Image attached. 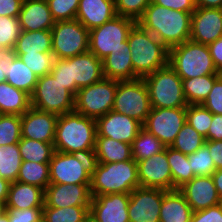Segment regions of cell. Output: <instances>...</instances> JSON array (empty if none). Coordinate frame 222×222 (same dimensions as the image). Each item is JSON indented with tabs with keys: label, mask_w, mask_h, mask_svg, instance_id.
Listing matches in <instances>:
<instances>
[{
	"label": "cell",
	"mask_w": 222,
	"mask_h": 222,
	"mask_svg": "<svg viewBox=\"0 0 222 222\" xmlns=\"http://www.w3.org/2000/svg\"><path fill=\"white\" fill-rule=\"evenodd\" d=\"M211 177L216 186L218 195L222 198V169L215 170Z\"/></svg>",
	"instance_id": "91938a15"
},
{
	"label": "cell",
	"mask_w": 222,
	"mask_h": 222,
	"mask_svg": "<svg viewBox=\"0 0 222 222\" xmlns=\"http://www.w3.org/2000/svg\"><path fill=\"white\" fill-rule=\"evenodd\" d=\"M167 158L172 173L173 190L178 189L184 183L191 181L195 177L187 155L168 146Z\"/></svg>",
	"instance_id": "d6a6232c"
},
{
	"label": "cell",
	"mask_w": 222,
	"mask_h": 222,
	"mask_svg": "<svg viewBox=\"0 0 222 222\" xmlns=\"http://www.w3.org/2000/svg\"><path fill=\"white\" fill-rule=\"evenodd\" d=\"M165 145L153 134L142 128L131 143L132 158L137 162L163 151Z\"/></svg>",
	"instance_id": "e575fe53"
},
{
	"label": "cell",
	"mask_w": 222,
	"mask_h": 222,
	"mask_svg": "<svg viewBox=\"0 0 222 222\" xmlns=\"http://www.w3.org/2000/svg\"><path fill=\"white\" fill-rule=\"evenodd\" d=\"M31 108V96L11 84L0 83V114L23 115Z\"/></svg>",
	"instance_id": "f546056e"
},
{
	"label": "cell",
	"mask_w": 222,
	"mask_h": 222,
	"mask_svg": "<svg viewBox=\"0 0 222 222\" xmlns=\"http://www.w3.org/2000/svg\"><path fill=\"white\" fill-rule=\"evenodd\" d=\"M22 161L49 163L55 152L53 143L21 138L18 143Z\"/></svg>",
	"instance_id": "836d02e7"
},
{
	"label": "cell",
	"mask_w": 222,
	"mask_h": 222,
	"mask_svg": "<svg viewBox=\"0 0 222 222\" xmlns=\"http://www.w3.org/2000/svg\"><path fill=\"white\" fill-rule=\"evenodd\" d=\"M96 120L75 111L58 115L54 149L58 152L93 155Z\"/></svg>",
	"instance_id": "7a4b0ae2"
},
{
	"label": "cell",
	"mask_w": 222,
	"mask_h": 222,
	"mask_svg": "<svg viewBox=\"0 0 222 222\" xmlns=\"http://www.w3.org/2000/svg\"><path fill=\"white\" fill-rule=\"evenodd\" d=\"M127 42L131 49L134 80L154 73L168 64L169 49L138 23L130 30Z\"/></svg>",
	"instance_id": "3957f363"
},
{
	"label": "cell",
	"mask_w": 222,
	"mask_h": 222,
	"mask_svg": "<svg viewBox=\"0 0 222 222\" xmlns=\"http://www.w3.org/2000/svg\"><path fill=\"white\" fill-rule=\"evenodd\" d=\"M140 187L173 190V180L167 158V147L150 158L137 161Z\"/></svg>",
	"instance_id": "2e32d148"
},
{
	"label": "cell",
	"mask_w": 222,
	"mask_h": 222,
	"mask_svg": "<svg viewBox=\"0 0 222 222\" xmlns=\"http://www.w3.org/2000/svg\"><path fill=\"white\" fill-rule=\"evenodd\" d=\"M192 13L150 3L137 23L170 49L190 40Z\"/></svg>",
	"instance_id": "6da1fadb"
},
{
	"label": "cell",
	"mask_w": 222,
	"mask_h": 222,
	"mask_svg": "<svg viewBox=\"0 0 222 222\" xmlns=\"http://www.w3.org/2000/svg\"><path fill=\"white\" fill-rule=\"evenodd\" d=\"M7 76V49H0V83L6 81Z\"/></svg>",
	"instance_id": "9f6ffc18"
},
{
	"label": "cell",
	"mask_w": 222,
	"mask_h": 222,
	"mask_svg": "<svg viewBox=\"0 0 222 222\" xmlns=\"http://www.w3.org/2000/svg\"><path fill=\"white\" fill-rule=\"evenodd\" d=\"M137 22L132 18L115 16L100 27L89 30V51L103 60L111 52L127 49V37Z\"/></svg>",
	"instance_id": "ba28073f"
},
{
	"label": "cell",
	"mask_w": 222,
	"mask_h": 222,
	"mask_svg": "<svg viewBox=\"0 0 222 222\" xmlns=\"http://www.w3.org/2000/svg\"><path fill=\"white\" fill-rule=\"evenodd\" d=\"M0 222H9L6 209L0 214Z\"/></svg>",
	"instance_id": "94428289"
},
{
	"label": "cell",
	"mask_w": 222,
	"mask_h": 222,
	"mask_svg": "<svg viewBox=\"0 0 222 222\" xmlns=\"http://www.w3.org/2000/svg\"><path fill=\"white\" fill-rule=\"evenodd\" d=\"M205 144V137L197 132L188 122L178 132L170 147L185 155L194 153Z\"/></svg>",
	"instance_id": "f35d334b"
},
{
	"label": "cell",
	"mask_w": 222,
	"mask_h": 222,
	"mask_svg": "<svg viewBox=\"0 0 222 222\" xmlns=\"http://www.w3.org/2000/svg\"><path fill=\"white\" fill-rule=\"evenodd\" d=\"M197 8H222V0H195Z\"/></svg>",
	"instance_id": "6f0895ef"
},
{
	"label": "cell",
	"mask_w": 222,
	"mask_h": 222,
	"mask_svg": "<svg viewBox=\"0 0 222 222\" xmlns=\"http://www.w3.org/2000/svg\"><path fill=\"white\" fill-rule=\"evenodd\" d=\"M139 186L137 162L133 158L122 162L93 163L90 184L92 196L131 193Z\"/></svg>",
	"instance_id": "277c9868"
},
{
	"label": "cell",
	"mask_w": 222,
	"mask_h": 222,
	"mask_svg": "<svg viewBox=\"0 0 222 222\" xmlns=\"http://www.w3.org/2000/svg\"><path fill=\"white\" fill-rule=\"evenodd\" d=\"M94 162L114 163L132 159L131 144L113 140L109 137L96 136L93 152Z\"/></svg>",
	"instance_id": "f1b7e54d"
},
{
	"label": "cell",
	"mask_w": 222,
	"mask_h": 222,
	"mask_svg": "<svg viewBox=\"0 0 222 222\" xmlns=\"http://www.w3.org/2000/svg\"><path fill=\"white\" fill-rule=\"evenodd\" d=\"M22 159L18 143L0 146V177L10 183L17 180Z\"/></svg>",
	"instance_id": "8d00e7d4"
},
{
	"label": "cell",
	"mask_w": 222,
	"mask_h": 222,
	"mask_svg": "<svg viewBox=\"0 0 222 222\" xmlns=\"http://www.w3.org/2000/svg\"><path fill=\"white\" fill-rule=\"evenodd\" d=\"M37 81L38 76L17 57L14 49H7L6 82L31 96Z\"/></svg>",
	"instance_id": "484cf974"
},
{
	"label": "cell",
	"mask_w": 222,
	"mask_h": 222,
	"mask_svg": "<svg viewBox=\"0 0 222 222\" xmlns=\"http://www.w3.org/2000/svg\"><path fill=\"white\" fill-rule=\"evenodd\" d=\"M219 205H220L221 208H222V198H220Z\"/></svg>",
	"instance_id": "e7e4bbea"
},
{
	"label": "cell",
	"mask_w": 222,
	"mask_h": 222,
	"mask_svg": "<svg viewBox=\"0 0 222 222\" xmlns=\"http://www.w3.org/2000/svg\"><path fill=\"white\" fill-rule=\"evenodd\" d=\"M178 190L183 194L193 212L216 206L220 201L211 176H195Z\"/></svg>",
	"instance_id": "7402d4cb"
},
{
	"label": "cell",
	"mask_w": 222,
	"mask_h": 222,
	"mask_svg": "<svg viewBox=\"0 0 222 222\" xmlns=\"http://www.w3.org/2000/svg\"><path fill=\"white\" fill-rule=\"evenodd\" d=\"M58 115L31 107L21 115V138L53 143Z\"/></svg>",
	"instance_id": "44dd1931"
},
{
	"label": "cell",
	"mask_w": 222,
	"mask_h": 222,
	"mask_svg": "<svg viewBox=\"0 0 222 222\" xmlns=\"http://www.w3.org/2000/svg\"><path fill=\"white\" fill-rule=\"evenodd\" d=\"M31 107L63 115L74 111L75 96L51 74L38 77L31 95Z\"/></svg>",
	"instance_id": "30bf717a"
},
{
	"label": "cell",
	"mask_w": 222,
	"mask_h": 222,
	"mask_svg": "<svg viewBox=\"0 0 222 222\" xmlns=\"http://www.w3.org/2000/svg\"><path fill=\"white\" fill-rule=\"evenodd\" d=\"M16 55L25 53H52L51 30L23 31L15 47Z\"/></svg>",
	"instance_id": "4dcf8cb0"
},
{
	"label": "cell",
	"mask_w": 222,
	"mask_h": 222,
	"mask_svg": "<svg viewBox=\"0 0 222 222\" xmlns=\"http://www.w3.org/2000/svg\"><path fill=\"white\" fill-rule=\"evenodd\" d=\"M185 123L186 107L151 108L142 126L168 147L172 145Z\"/></svg>",
	"instance_id": "5bb4252c"
},
{
	"label": "cell",
	"mask_w": 222,
	"mask_h": 222,
	"mask_svg": "<svg viewBox=\"0 0 222 222\" xmlns=\"http://www.w3.org/2000/svg\"><path fill=\"white\" fill-rule=\"evenodd\" d=\"M52 53L67 59L89 51V30L78 20L57 21L51 29Z\"/></svg>",
	"instance_id": "4fadbf2b"
},
{
	"label": "cell",
	"mask_w": 222,
	"mask_h": 222,
	"mask_svg": "<svg viewBox=\"0 0 222 222\" xmlns=\"http://www.w3.org/2000/svg\"><path fill=\"white\" fill-rule=\"evenodd\" d=\"M118 80L103 77L100 81L80 88L75 96L74 111L92 119L112 110Z\"/></svg>",
	"instance_id": "8fae6325"
},
{
	"label": "cell",
	"mask_w": 222,
	"mask_h": 222,
	"mask_svg": "<svg viewBox=\"0 0 222 222\" xmlns=\"http://www.w3.org/2000/svg\"><path fill=\"white\" fill-rule=\"evenodd\" d=\"M80 0H47L55 22L76 19Z\"/></svg>",
	"instance_id": "f6af8a7d"
},
{
	"label": "cell",
	"mask_w": 222,
	"mask_h": 222,
	"mask_svg": "<svg viewBox=\"0 0 222 222\" xmlns=\"http://www.w3.org/2000/svg\"><path fill=\"white\" fill-rule=\"evenodd\" d=\"M50 74L74 96L80 88L94 84L104 77L102 60L90 51L67 59L55 58Z\"/></svg>",
	"instance_id": "5b68a950"
},
{
	"label": "cell",
	"mask_w": 222,
	"mask_h": 222,
	"mask_svg": "<svg viewBox=\"0 0 222 222\" xmlns=\"http://www.w3.org/2000/svg\"><path fill=\"white\" fill-rule=\"evenodd\" d=\"M45 190L31 184L15 181L10 183L5 208L19 210L44 206Z\"/></svg>",
	"instance_id": "d4e9b609"
},
{
	"label": "cell",
	"mask_w": 222,
	"mask_h": 222,
	"mask_svg": "<svg viewBox=\"0 0 222 222\" xmlns=\"http://www.w3.org/2000/svg\"><path fill=\"white\" fill-rule=\"evenodd\" d=\"M151 108L148 89L143 78L118 80L113 111L127 115L143 125Z\"/></svg>",
	"instance_id": "7c38bea8"
},
{
	"label": "cell",
	"mask_w": 222,
	"mask_h": 222,
	"mask_svg": "<svg viewBox=\"0 0 222 222\" xmlns=\"http://www.w3.org/2000/svg\"><path fill=\"white\" fill-rule=\"evenodd\" d=\"M151 0H115L117 15L132 18L136 22L143 16Z\"/></svg>",
	"instance_id": "bcb514c9"
},
{
	"label": "cell",
	"mask_w": 222,
	"mask_h": 222,
	"mask_svg": "<svg viewBox=\"0 0 222 222\" xmlns=\"http://www.w3.org/2000/svg\"><path fill=\"white\" fill-rule=\"evenodd\" d=\"M147 86L152 108L187 107L182 79L169 63L154 73L143 77Z\"/></svg>",
	"instance_id": "52a82bcc"
},
{
	"label": "cell",
	"mask_w": 222,
	"mask_h": 222,
	"mask_svg": "<svg viewBox=\"0 0 222 222\" xmlns=\"http://www.w3.org/2000/svg\"><path fill=\"white\" fill-rule=\"evenodd\" d=\"M9 222H42L43 207L19 210L15 208H5Z\"/></svg>",
	"instance_id": "7dc6e473"
},
{
	"label": "cell",
	"mask_w": 222,
	"mask_h": 222,
	"mask_svg": "<svg viewBox=\"0 0 222 222\" xmlns=\"http://www.w3.org/2000/svg\"><path fill=\"white\" fill-rule=\"evenodd\" d=\"M92 155L55 151L49 162L50 183L91 184Z\"/></svg>",
	"instance_id": "9c48e42d"
},
{
	"label": "cell",
	"mask_w": 222,
	"mask_h": 222,
	"mask_svg": "<svg viewBox=\"0 0 222 222\" xmlns=\"http://www.w3.org/2000/svg\"><path fill=\"white\" fill-rule=\"evenodd\" d=\"M222 74H209L182 80L183 93L188 105L202 104Z\"/></svg>",
	"instance_id": "1f68e13d"
},
{
	"label": "cell",
	"mask_w": 222,
	"mask_h": 222,
	"mask_svg": "<svg viewBox=\"0 0 222 222\" xmlns=\"http://www.w3.org/2000/svg\"><path fill=\"white\" fill-rule=\"evenodd\" d=\"M85 222H96V221L89 216Z\"/></svg>",
	"instance_id": "be15d7a7"
},
{
	"label": "cell",
	"mask_w": 222,
	"mask_h": 222,
	"mask_svg": "<svg viewBox=\"0 0 222 222\" xmlns=\"http://www.w3.org/2000/svg\"><path fill=\"white\" fill-rule=\"evenodd\" d=\"M191 222H222V208L218 204L204 210L195 211Z\"/></svg>",
	"instance_id": "681fc988"
},
{
	"label": "cell",
	"mask_w": 222,
	"mask_h": 222,
	"mask_svg": "<svg viewBox=\"0 0 222 222\" xmlns=\"http://www.w3.org/2000/svg\"><path fill=\"white\" fill-rule=\"evenodd\" d=\"M130 193H110L92 196L89 216L96 222H130L128 204Z\"/></svg>",
	"instance_id": "e0dca14e"
},
{
	"label": "cell",
	"mask_w": 222,
	"mask_h": 222,
	"mask_svg": "<svg viewBox=\"0 0 222 222\" xmlns=\"http://www.w3.org/2000/svg\"><path fill=\"white\" fill-rule=\"evenodd\" d=\"M91 199L90 184L50 183L45 188L43 207L90 206Z\"/></svg>",
	"instance_id": "ac0fdd59"
},
{
	"label": "cell",
	"mask_w": 222,
	"mask_h": 222,
	"mask_svg": "<svg viewBox=\"0 0 222 222\" xmlns=\"http://www.w3.org/2000/svg\"><path fill=\"white\" fill-rule=\"evenodd\" d=\"M201 105L212 114L222 115V75L214 82L213 88Z\"/></svg>",
	"instance_id": "c3c4849f"
},
{
	"label": "cell",
	"mask_w": 222,
	"mask_h": 222,
	"mask_svg": "<svg viewBox=\"0 0 222 222\" xmlns=\"http://www.w3.org/2000/svg\"><path fill=\"white\" fill-rule=\"evenodd\" d=\"M21 32L18 17L0 16V49H13Z\"/></svg>",
	"instance_id": "b9f144b4"
},
{
	"label": "cell",
	"mask_w": 222,
	"mask_h": 222,
	"mask_svg": "<svg viewBox=\"0 0 222 222\" xmlns=\"http://www.w3.org/2000/svg\"><path fill=\"white\" fill-rule=\"evenodd\" d=\"M164 189L136 187L130 193L128 217L130 222H160Z\"/></svg>",
	"instance_id": "9a60e30c"
},
{
	"label": "cell",
	"mask_w": 222,
	"mask_h": 222,
	"mask_svg": "<svg viewBox=\"0 0 222 222\" xmlns=\"http://www.w3.org/2000/svg\"><path fill=\"white\" fill-rule=\"evenodd\" d=\"M21 140V116L0 114V146L19 143Z\"/></svg>",
	"instance_id": "ab89813d"
},
{
	"label": "cell",
	"mask_w": 222,
	"mask_h": 222,
	"mask_svg": "<svg viewBox=\"0 0 222 222\" xmlns=\"http://www.w3.org/2000/svg\"><path fill=\"white\" fill-rule=\"evenodd\" d=\"M193 210L178 190H164L160 208V222H191Z\"/></svg>",
	"instance_id": "4316f807"
},
{
	"label": "cell",
	"mask_w": 222,
	"mask_h": 222,
	"mask_svg": "<svg viewBox=\"0 0 222 222\" xmlns=\"http://www.w3.org/2000/svg\"><path fill=\"white\" fill-rule=\"evenodd\" d=\"M23 0H0V16L18 17Z\"/></svg>",
	"instance_id": "816d5d0a"
},
{
	"label": "cell",
	"mask_w": 222,
	"mask_h": 222,
	"mask_svg": "<svg viewBox=\"0 0 222 222\" xmlns=\"http://www.w3.org/2000/svg\"><path fill=\"white\" fill-rule=\"evenodd\" d=\"M204 145L208 148V151L210 152L216 170L222 169V140L219 141L205 140Z\"/></svg>",
	"instance_id": "f5cc1de1"
},
{
	"label": "cell",
	"mask_w": 222,
	"mask_h": 222,
	"mask_svg": "<svg viewBox=\"0 0 222 222\" xmlns=\"http://www.w3.org/2000/svg\"><path fill=\"white\" fill-rule=\"evenodd\" d=\"M143 128L137 120L113 110L96 119V136L109 137L131 144Z\"/></svg>",
	"instance_id": "d6986e66"
},
{
	"label": "cell",
	"mask_w": 222,
	"mask_h": 222,
	"mask_svg": "<svg viewBox=\"0 0 222 222\" xmlns=\"http://www.w3.org/2000/svg\"><path fill=\"white\" fill-rule=\"evenodd\" d=\"M187 157L195 176H211L216 170L214 161L205 145Z\"/></svg>",
	"instance_id": "ee69618b"
},
{
	"label": "cell",
	"mask_w": 222,
	"mask_h": 222,
	"mask_svg": "<svg viewBox=\"0 0 222 222\" xmlns=\"http://www.w3.org/2000/svg\"><path fill=\"white\" fill-rule=\"evenodd\" d=\"M131 49H118L102 60L103 76L119 81L134 80V70L131 60Z\"/></svg>",
	"instance_id": "83f0119b"
},
{
	"label": "cell",
	"mask_w": 222,
	"mask_h": 222,
	"mask_svg": "<svg viewBox=\"0 0 222 222\" xmlns=\"http://www.w3.org/2000/svg\"><path fill=\"white\" fill-rule=\"evenodd\" d=\"M10 182L0 177V201L4 204L7 201L9 193Z\"/></svg>",
	"instance_id": "680465c9"
},
{
	"label": "cell",
	"mask_w": 222,
	"mask_h": 222,
	"mask_svg": "<svg viewBox=\"0 0 222 222\" xmlns=\"http://www.w3.org/2000/svg\"><path fill=\"white\" fill-rule=\"evenodd\" d=\"M169 65L183 79L219 73L208 46L188 40L169 49Z\"/></svg>",
	"instance_id": "8992f818"
},
{
	"label": "cell",
	"mask_w": 222,
	"mask_h": 222,
	"mask_svg": "<svg viewBox=\"0 0 222 222\" xmlns=\"http://www.w3.org/2000/svg\"><path fill=\"white\" fill-rule=\"evenodd\" d=\"M186 122L208 140V130L212 122V113L201 104L186 107Z\"/></svg>",
	"instance_id": "60d3db41"
},
{
	"label": "cell",
	"mask_w": 222,
	"mask_h": 222,
	"mask_svg": "<svg viewBox=\"0 0 222 222\" xmlns=\"http://www.w3.org/2000/svg\"><path fill=\"white\" fill-rule=\"evenodd\" d=\"M18 19L23 31L51 30L55 23L47 0H23Z\"/></svg>",
	"instance_id": "cb8c5ba5"
},
{
	"label": "cell",
	"mask_w": 222,
	"mask_h": 222,
	"mask_svg": "<svg viewBox=\"0 0 222 222\" xmlns=\"http://www.w3.org/2000/svg\"><path fill=\"white\" fill-rule=\"evenodd\" d=\"M90 206L43 207L42 222H85Z\"/></svg>",
	"instance_id": "74e56055"
},
{
	"label": "cell",
	"mask_w": 222,
	"mask_h": 222,
	"mask_svg": "<svg viewBox=\"0 0 222 222\" xmlns=\"http://www.w3.org/2000/svg\"><path fill=\"white\" fill-rule=\"evenodd\" d=\"M208 140H222V115L212 114V122L208 130Z\"/></svg>",
	"instance_id": "11a10c76"
},
{
	"label": "cell",
	"mask_w": 222,
	"mask_h": 222,
	"mask_svg": "<svg viewBox=\"0 0 222 222\" xmlns=\"http://www.w3.org/2000/svg\"><path fill=\"white\" fill-rule=\"evenodd\" d=\"M151 3L183 12H193L196 9L195 0H151Z\"/></svg>",
	"instance_id": "f907efd6"
},
{
	"label": "cell",
	"mask_w": 222,
	"mask_h": 222,
	"mask_svg": "<svg viewBox=\"0 0 222 222\" xmlns=\"http://www.w3.org/2000/svg\"><path fill=\"white\" fill-rule=\"evenodd\" d=\"M207 46L217 71L222 73V37Z\"/></svg>",
	"instance_id": "db71d44e"
},
{
	"label": "cell",
	"mask_w": 222,
	"mask_h": 222,
	"mask_svg": "<svg viewBox=\"0 0 222 222\" xmlns=\"http://www.w3.org/2000/svg\"><path fill=\"white\" fill-rule=\"evenodd\" d=\"M115 16V0H80L76 20L86 29L92 30Z\"/></svg>",
	"instance_id": "603a6c76"
},
{
	"label": "cell",
	"mask_w": 222,
	"mask_h": 222,
	"mask_svg": "<svg viewBox=\"0 0 222 222\" xmlns=\"http://www.w3.org/2000/svg\"><path fill=\"white\" fill-rule=\"evenodd\" d=\"M222 37V10L197 8L192 13L190 40L209 45Z\"/></svg>",
	"instance_id": "ffe728a7"
},
{
	"label": "cell",
	"mask_w": 222,
	"mask_h": 222,
	"mask_svg": "<svg viewBox=\"0 0 222 222\" xmlns=\"http://www.w3.org/2000/svg\"><path fill=\"white\" fill-rule=\"evenodd\" d=\"M17 57H19L38 77L50 74L55 60L53 53H25L17 55Z\"/></svg>",
	"instance_id": "7bdbcfd3"
},
{
	"label": "cell",
	"mask_w": 222,
	"mask_h": 222,
	"mask_svg": "<svg viewBox=\"0 0 222 222\" xmlns=\"http://www.w3.org/2000/svg\"><path fill=\"white\" fill-rule=\"evenodd\" d=\"M5 211V204L0 201V214Z\"/></svg>",
	"instance_id": "6125c7cd"
},
{
	"label": "cell",
	"mask_w": 222,
	"mask_h": 222,
	"mask_svg": "<svg viewBox=\"0 0 222 222\" xmlns=\"http://www.w3.org/2000/svg\"><path fill=\"white\" fill-rule=\"evenodd\" d=\"M45 190L50 184L49 163L22 161L17 180Z\"/></svg>",
	"instance_id": "d590c367"
}]
</instances>
